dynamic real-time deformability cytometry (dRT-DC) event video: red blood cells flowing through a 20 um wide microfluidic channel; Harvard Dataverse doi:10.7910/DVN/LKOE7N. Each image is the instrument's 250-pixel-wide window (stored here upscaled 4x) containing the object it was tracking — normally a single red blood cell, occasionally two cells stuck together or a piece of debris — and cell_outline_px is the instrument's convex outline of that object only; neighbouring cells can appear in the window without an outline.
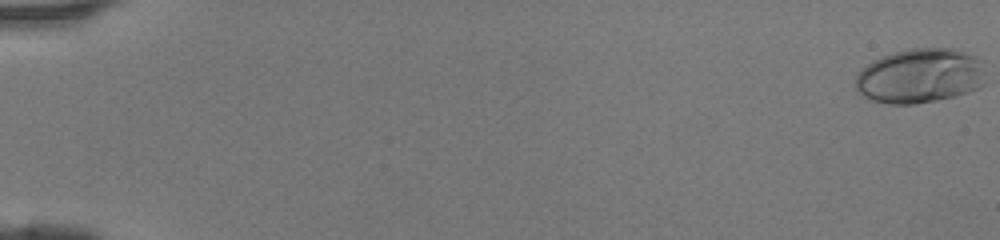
{"species": "human", "species_latin": "Homo sapiens", "temperature_condition": "room temperature", "stored_images_in_passage": 47, "camera_frame_rate_fps": 3000, "um_per_image_px": 0.085, "donor": {"sex": "female"}, "frame": {"image": 1, "passage_image": 1, "time_ms": 0.0, "image_size_px": [1000, 240], "cell_outline_px": [[984, 84], [968, 92], [936, 100], [912, 104], [888, 104], [872, 100], [864, 96], [856, 88], [856, 76], [872, 60], [892, 52], [912, 48], [952, 48], [976, 56]], "centroid_in_image_um": [78.14, 6.45], "position_along_channel_um": 6.9, "area_um2": 40.75}}
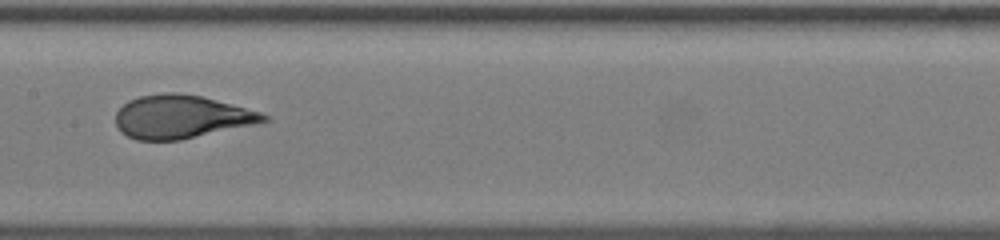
{"frame": {"image": 2, "passage_image": 26, "time_ms": 8.333, "image_size_px": [1000, 240], "cell_outline_px": [[272, 120], [256, 124], [180, 140], [136, 140], [120, 132], [116, 124], [116, 112], [128, 100], [140, 96], [164, 92], [176, 92], [200, 96], [260, 112], [268, 116]], "centroid_in_image_um": [15.39, 9.93], "position_along_channel_um": 192.0, "area_um2": 37.17}}
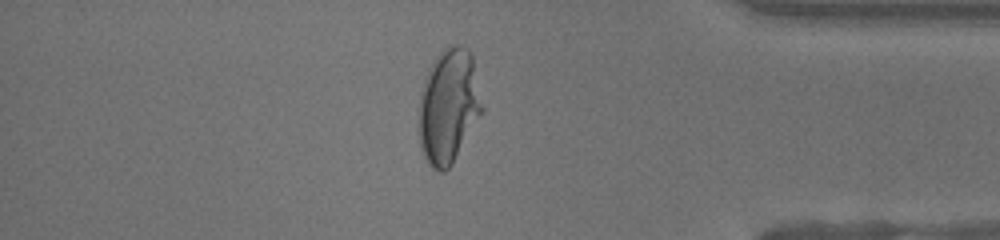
{"frame": {"image": 3, "passage_image": 41, "time_ms": 13.333, "image_size_px": [1000, 240], "cell_outline_px": [[484, 112], [452, 164], [444, 172], [440, 172], [432, 168], [428, 164], [420, 148], [420, 92], [424, 80], [436, 56], [440, 52], [452, 44], [460, 44], [468, 48], [472, 56], [484, 108]], "centroid_in_image_um": [38.16, 9.04], "position_along_channel_um": 397.0, "area_um2": 42.31}}